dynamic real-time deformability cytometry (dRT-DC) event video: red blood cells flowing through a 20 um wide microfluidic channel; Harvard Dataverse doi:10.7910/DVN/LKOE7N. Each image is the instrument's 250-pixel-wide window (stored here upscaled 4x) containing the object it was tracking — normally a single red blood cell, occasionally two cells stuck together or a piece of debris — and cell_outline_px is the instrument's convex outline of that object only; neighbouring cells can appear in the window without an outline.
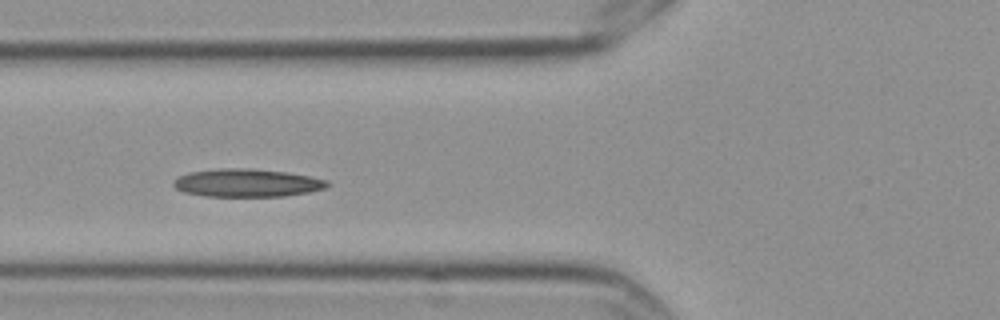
{"species": "Egyptian fruit bat (a non-hibernating species)", "species_latin": "Rousettus aegyptiacus", "temperature_condition": "cold", "stored_images_in_passage": 6, "camera_frame_rate_fps": 3000, "um_per_image_px": 0.085, "frame": {"image": 1, "passage_image": 5, "time_ms": 1.333, "image_size_px": [1000, 320], "cell_outline_px": [[332, 184], [324, 188], [308, 192], [284, 196], [204, 196], [184, 192], [176, 188], [172, 184], [172, 180], [176, 176], [188, 172], [220, 168], [252, 168], [288, 172], [328, 180]], "centroid_in_image_um": [20.96, 15.53], "position_along_channel_um": 104.8, "area_um2": 25.32}}
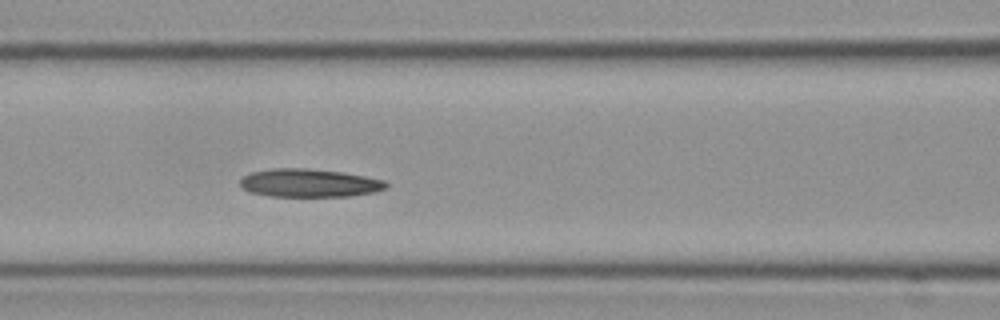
{"frame": {"image": 2, "passage_image": 6, "time_ms": 1.667, "image_size_px": [1000, 320], "cell_outline_px": [[388, 188], [376, 192], [348, 196], [268, 196], [248, 192], [240, 184], [240, 180], [244, 176], [252, 172], [272, 168], [308, 168], [344, 172], [384, 180], [388, 184]], "centroid_in_image_um": [26.31, 15.55], "position_along_channel_um": 140.3, "area_um2": 24.1}}